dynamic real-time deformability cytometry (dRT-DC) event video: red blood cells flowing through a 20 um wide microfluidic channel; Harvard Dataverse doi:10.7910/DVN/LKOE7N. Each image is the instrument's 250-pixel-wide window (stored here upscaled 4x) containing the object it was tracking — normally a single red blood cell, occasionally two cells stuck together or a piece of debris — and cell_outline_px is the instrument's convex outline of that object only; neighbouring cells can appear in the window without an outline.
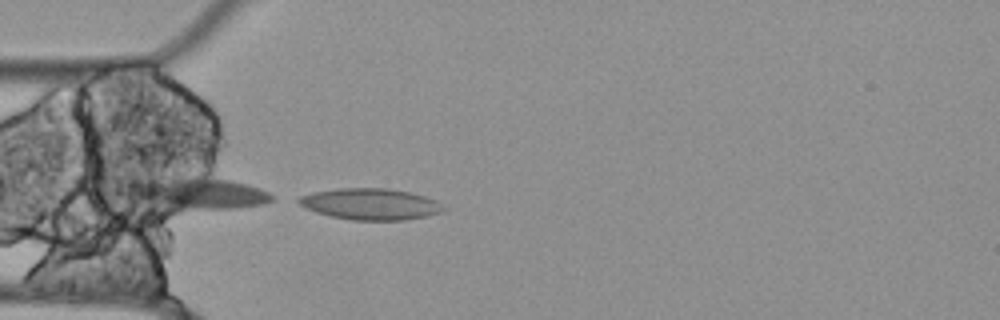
{"species": "Egyptian fruit bat (a non-hibernating species)", "species_latin": "Rousettus aegyptiacus", "temperature_condition": "cold", "stored_images_in_passage": 48, "camera_frame_rate_fps": 3000, "um_per_image_px": 0.085, "animal": {"sex": "female"}, "frame": {"image": 1, "passage_image": 15, "time_ms": 4.667, "image_size_px": [1000, 320], "cell_outline_px": [[448, 208], [440, 212], [428, 216], [404, 220], [352, 220], [332, 216], [316, 212], [304, 208], [292, 200], [300, 196], [312, 192], [336, 188], [388, 188], [408, 192], [424, 196], [436, 200]], "centroid_in_image_um": [31.45, 17.34], "position_along_channel_um": 53.5, "area_um2": 26.7}}
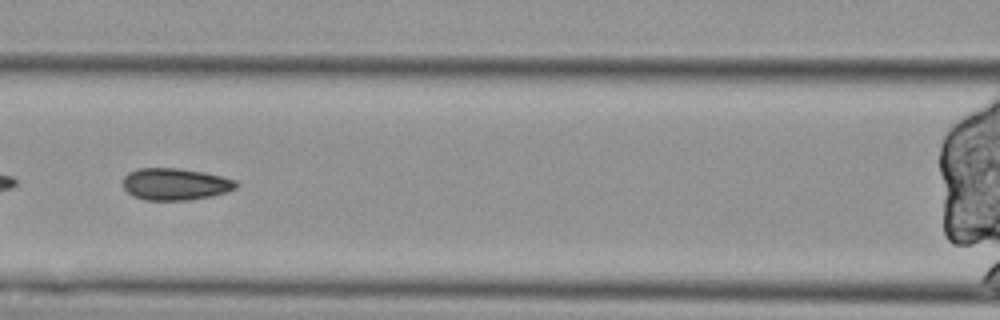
{"frame": {"image": 2, "passage_image": 23, "time_ms": 7.333, "image_size_px": [1000, 320], "cell_outline_px": [[240, 184], [236, 188], [228, 192], [212, 196], [188, 200], [144, 200], [132, 196], [120, 184], [124, 176], [128, 172], [136, 168], [180, 168], [204, 172], [236, 180]], "centroid_in_image_um": [14.87, 15.65], "position_along_channel_um": 151.7, "area_um2": 21.44}}
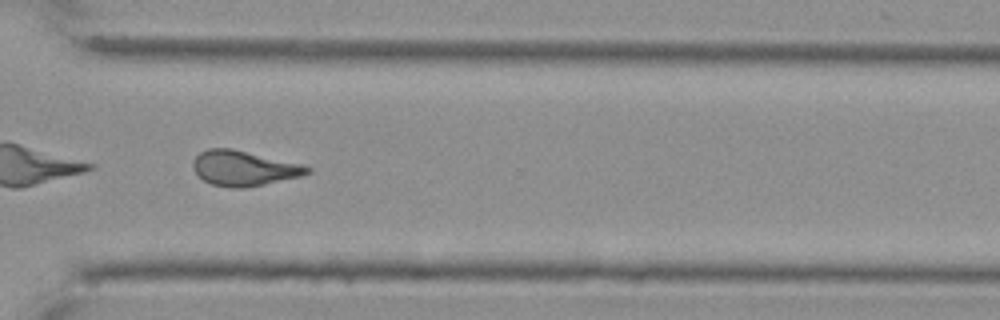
{"frame": {"image": 3, "passage_image": 40, "time_ms": 13.0, "image_size_px": [1000, 320], "cell_outline_px": [[312, 172], [300, 176], [264, 184], [244, 188], [232, 188], [212, 184], [204, 180], [192, 168], [192, 160], [200, 152], [208, 148], [232, 148], [300, 164], [312, 168]], "centroid_in_image_um": [20.7, 14.29], "position_along_channel_um": 349.9, "area_um2": 23.18}, "authors_computed_cell_mechanics": {"area_um2": 23.1778, "velocity_mm_per_s": 3.5041, "shape_relaxation_time_tau1_ms": null, "shape_relaxation_time_tau2_ms": 4.8947, "deformation_change_tau1": null, "deformation_change_tau2": 0.1073}}